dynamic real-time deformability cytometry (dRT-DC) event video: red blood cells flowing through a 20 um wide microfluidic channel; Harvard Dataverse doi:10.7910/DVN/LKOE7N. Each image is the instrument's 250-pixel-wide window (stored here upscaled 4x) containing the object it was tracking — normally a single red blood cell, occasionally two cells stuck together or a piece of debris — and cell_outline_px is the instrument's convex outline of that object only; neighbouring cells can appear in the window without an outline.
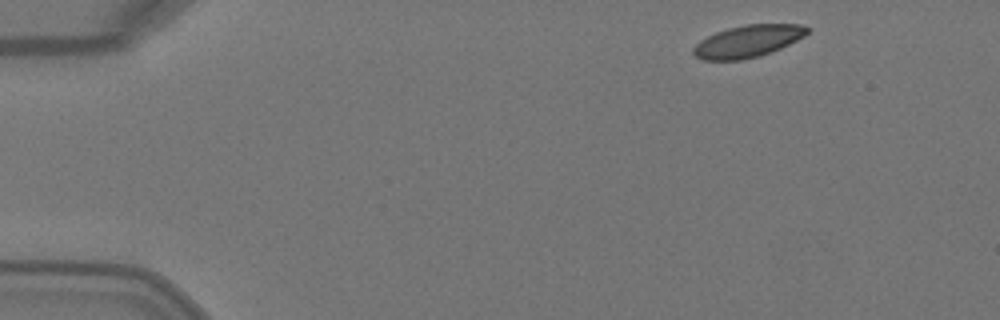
{"species": "Egyptian fruit bat (a non-hibernating species)", "species_latin": "Rousettus aegyptiacus", "temperature_condition": "warm", "stored_images_in_passage": 5, "camera_frame_rate_fps": 3000, "um_per_image_px": 0.085, "animal": {"sex": "female"}, "frame": {"image": 1, "passage_image": 1, "time_ms": 0.0, "image_size_px": [1000, 320], "cell_outline_px": [[808, 32], [804, 36], [780, 48], [760, 56], [744, 60], [704, 60], [696, 56], [692, 52], [692, 48], [700, 40], [716, 32], [728, 28], [744, 24], [800, 24], [808, 28]], "centroid_in_image_um": [63.54, 3.51], "position_along_channel_um": 21.5, "area_um2": 21.21}}
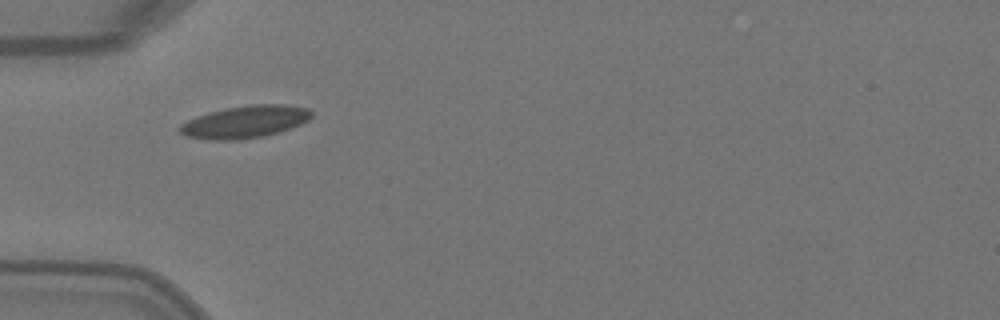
{"frame": {"image": 2, "passage_image": 3, "time_ms": 0.667, "image_size_px": [1000, 320], "cell_outline_px": [[312, 116], [308, 120], [300, 124], [264, 136], [236, 140], [208, 140], [184, 136], [176, 128], [180, 124], [196, 116], [208, 112], [224, 108], [252, 104], [288, 104], [308, 108], [312, 112]], "centroid_in_image_um": [20.78, 10.35], "position_along_channel_um": 64.2, "area_um2": 24.97}}
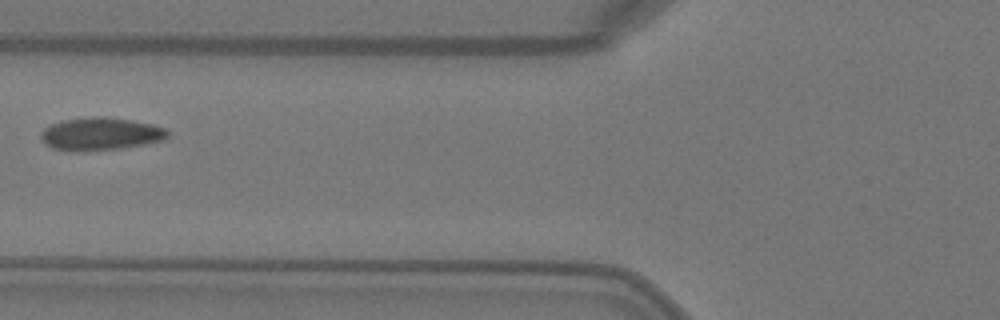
{"frame": {"image": 3, "passage_image": 4, "time_ms": 1.0, "image_size_px": [1000, 320], "cell_outline_px": [[168, 136], [164, 140], [144, 144], [120, 148], [76, 152], [52, 148], [44, 144], [40, 136], [40, 132], [44, 128], [60, 120], [100, 116], [104, 116], [132, 120], [152, 124], [164, 128], [168, 132]], "centroid_in_image_um": [8.51, 11.38], "position_along_channel_um": 117.3, "area_um2": 24.28}}